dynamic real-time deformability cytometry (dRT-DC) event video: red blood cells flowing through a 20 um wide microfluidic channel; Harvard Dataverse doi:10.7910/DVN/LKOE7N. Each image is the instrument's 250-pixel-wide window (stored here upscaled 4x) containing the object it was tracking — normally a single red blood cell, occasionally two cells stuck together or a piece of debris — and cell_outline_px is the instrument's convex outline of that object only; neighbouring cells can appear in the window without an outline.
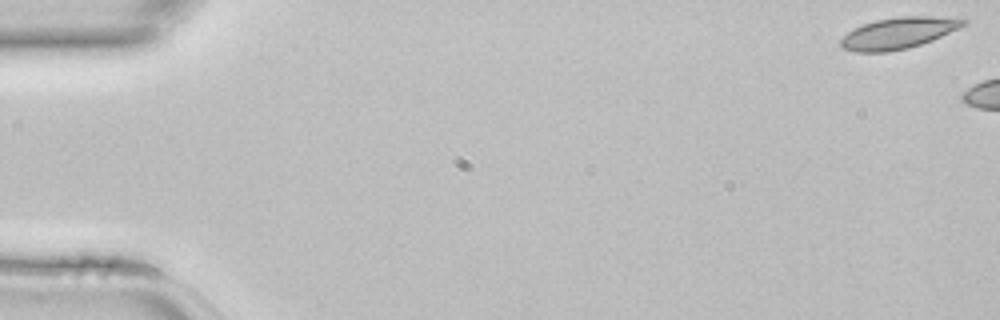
{"species": "common noctule bat (a hibernating species)", "species_latin": "Nyctalus noctula", "temperature_condition": "room temperature", "stored_images_in_passage": 5, "camera_frame_rate_fps": 3000, "um_per_image_px": 0.085, "animal": {"sex": "female", "body_mass_g": 22.7, "forearm_length_mm": 54.2}, "frame": {"image": 1, "passage_image": 1, "time_ms": 0.0, "image_size_px": [1000, 320], "cell_outline_px": [[968, 20], [960, 28], [932, 40], [908, 48], [888, 52], [856, 52], [844, 48], [840, 44], [840, 40], [848, 32], [864, 24], [876, 20], [900, 16], [932, 16]], "centroid_in_image_um": [76.36, 2.81], "position_along_channel_um": 8.6, "area_um2": 22.08}}